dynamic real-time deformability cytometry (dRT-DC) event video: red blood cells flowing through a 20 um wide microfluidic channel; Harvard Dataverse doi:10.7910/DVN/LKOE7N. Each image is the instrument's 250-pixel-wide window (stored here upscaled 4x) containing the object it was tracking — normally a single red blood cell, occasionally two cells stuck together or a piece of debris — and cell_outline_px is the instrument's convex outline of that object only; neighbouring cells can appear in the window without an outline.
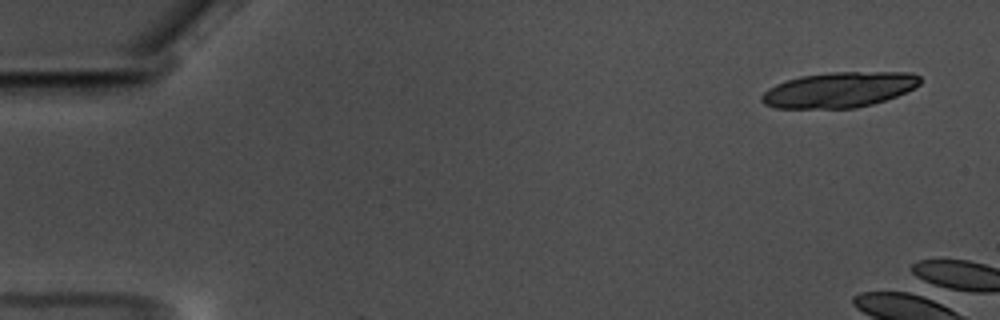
{"species": "common noctule bat (a hibernating species)", "species_latin": "Nyctalus noctula", "temperature_condition": "warm", "stored_images_in_passage": 3, "camera_frame_rate_fps": 3000, "um_per_image_px": 0.085, "animal": {"sex": "male", "body_mass_g": 17.5, "forearm_length_mm": 52.3}, "frame": {"image": 1, "passage_image": 1, "time_ms": 0.0, "image_size_px": [1000, 320], "cell_outline_px": [[920, 84], [896, 96], [872, 104], [856, 108], [776, 108], [764, 104], [760, 100], [760, 96], [768, 88], [776, 84], [800, 76], [832, 72], [912, 72], [920, 76]], "centroid_in_image_um": [71.3, 7.63], "position_along_channel_um": 13.7, "area_um2": 32.6}}